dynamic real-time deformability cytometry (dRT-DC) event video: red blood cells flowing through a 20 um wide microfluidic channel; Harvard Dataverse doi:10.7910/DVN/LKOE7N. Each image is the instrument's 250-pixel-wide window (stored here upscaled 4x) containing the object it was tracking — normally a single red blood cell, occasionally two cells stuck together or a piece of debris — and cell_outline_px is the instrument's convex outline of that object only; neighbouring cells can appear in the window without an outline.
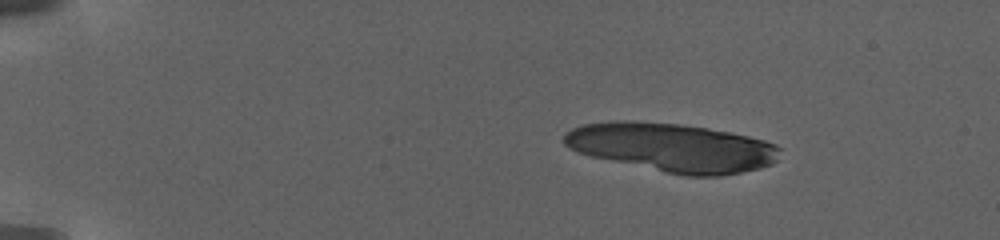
{"species": "human", "species_latin": "Homo sapiens", "temperature_condition": "warm", "stored_images_in_passage": 54, "camera_frame_rate_fps": 3000, "um_per_image_px": 0.085, "donor": {"sex": "female"}, "frame": {"image": 1, "passage_image": 1, "time_ms": 0.0, "image_size_px": [1000, 240], "cell_outline_px": [[780, 148], [776, 160], [772, 164], [760, 168], [720, 176], [684, 176], [592, 156], [576, 152], [568, 148], [564, 144], [564, 132], [580, 124], [612, 120], [632, 120], [680, 124], [708, 128], [732, 132], [764, 140], [776, 144]], "centroid_in_image_um": [57.1, 12.51], "position_along_channel_um": 27.9, "area_um2": 61.38}}
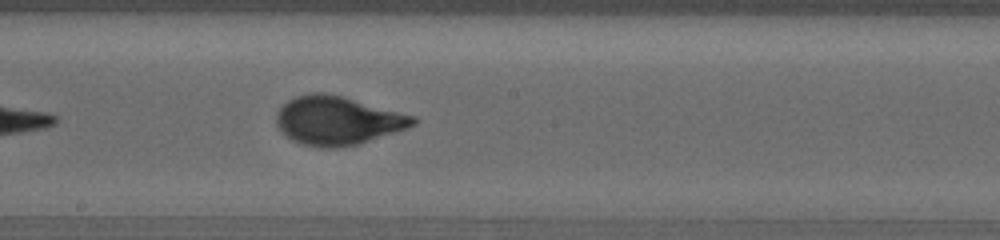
{"frame": {"image": 2, "passage_image": 48, "time_ms": 10.667, "image_size_px": [1000, 240], "cell_outline_px": [[416, 124], [408, 128], [356, 144], [340, 148], [320, 148], [304, 144], [292, 140], [276, 124], [276, 112], [288, 100], [296, 96], [308, 92], [324, 92], [340, 96], [416, 116]], "centroid_in_image_um": [28.68, 10.24], "position_along_channel_um": 219.5, "area_um2": 38.38}}
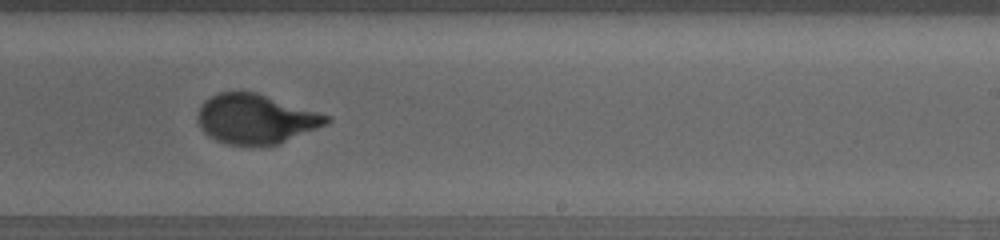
{"frame": {"image": 3, "passage_image": 52, "time_ms": 12.333, "image_size_px": [1000, 240], "cell_outline_px": [[332, 120], [328, 124], [280, 144], [224, 144], [208, 136], [200, 128], [196, 120], [196, 116], [200, 104], [204, 100], [220, 92], [256, 92], [332, 116]], "centroid_in_image_um": [21.74, 10.11], "position_along_channel_um": 267.3, "area_um2": 37.4}}